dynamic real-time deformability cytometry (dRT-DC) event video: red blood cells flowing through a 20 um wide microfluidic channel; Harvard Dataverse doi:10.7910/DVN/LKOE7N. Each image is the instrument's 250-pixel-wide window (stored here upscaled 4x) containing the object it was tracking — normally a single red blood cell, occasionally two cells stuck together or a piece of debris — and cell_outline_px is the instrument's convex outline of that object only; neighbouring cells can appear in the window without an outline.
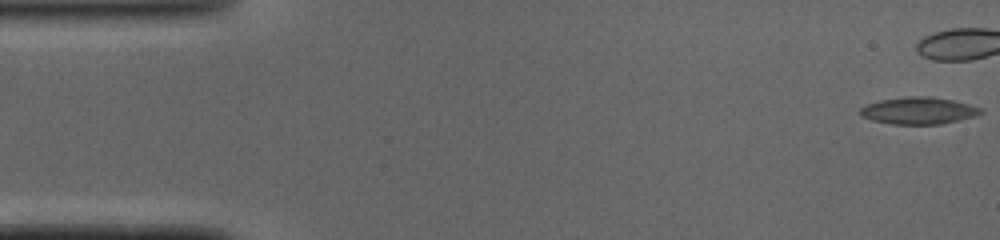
{"species": "common noctule bat (a hibernating species)", "species_latin": "Nyctalus noctula", "temperature_condition": "cold", "stored_images_in_passage": 38, "camera_frame_rate_fps": 3000, "um_per_image_px": 0.085, "animal": {"sex": "male", "body_mass_g": 19.0, "forearm_length_mm": 50.8}, "frame": {"image": 1, "passage_image": 1, "time_ms": 0.0, "image_size_px": [1000, 240], "cell_outline_px": [[984, 112], [976, 116], [940, 124], [892, 124], [872, 120], [860, 116], [860, 108], [868, 104], [880, 100], [908, 96], [932, 96], [952, 100], [968, 104], [980, 108]], "centroid_in_image_um": [78.07, 9.4], "position_along_channel_um": 6.9, "area_um2": 18.9}}